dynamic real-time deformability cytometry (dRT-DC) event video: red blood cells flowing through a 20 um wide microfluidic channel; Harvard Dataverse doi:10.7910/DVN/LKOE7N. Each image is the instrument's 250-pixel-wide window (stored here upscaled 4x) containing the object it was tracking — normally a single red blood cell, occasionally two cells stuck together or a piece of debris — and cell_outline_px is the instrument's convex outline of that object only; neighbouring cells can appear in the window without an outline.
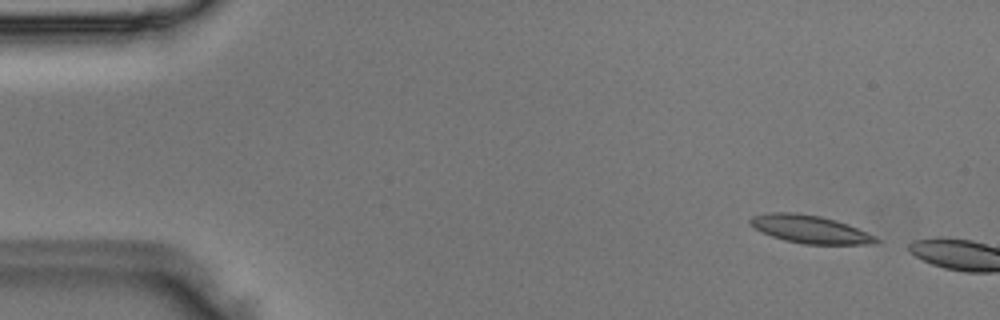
{"species": "Egyptian fruit bat (a non-hibernating species)", "species_latin": "Rousettus aegyptiacus", "temperature_condition": "room temperature", "stored_images_in_passage": 2, "camera_frame_rate_fps": 3000, "um_per_image_px": 0.085, "animal": {"sex": "male"}, "frame": {"image": 1, "passage_image": 1, "time_ms": 0.0, "image_size_px": [1000, 320], "cell_outline_px": [[880, 240], [876, 244], [804, 244], [784, 240], [772, 236], [756, 228], [748, 220], [752, 216], [768, 212], [796, 212], [820, 216], [836, 220], [848, 224], [868, 232], [876, 236]], "centroid_in_image_um": [68.89, 19.48], "position_along_channel_um": 16.1, "area_um2": 20.46}}